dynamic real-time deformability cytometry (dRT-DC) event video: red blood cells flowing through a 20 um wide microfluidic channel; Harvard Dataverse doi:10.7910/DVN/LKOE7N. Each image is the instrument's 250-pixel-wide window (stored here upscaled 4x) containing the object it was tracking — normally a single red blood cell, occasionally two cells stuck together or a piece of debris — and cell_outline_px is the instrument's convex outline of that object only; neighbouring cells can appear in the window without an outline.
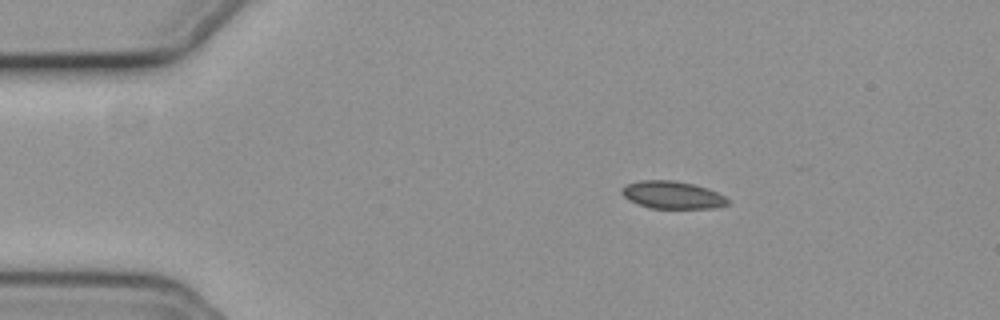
{"species": "common noctule bat (a hibernating species)", "species_latin": "Nyctalus noctula", "temperature_condition": "cold", "stored_images_in_passage": 19, "camera_frame_rate_fps": 3000, "um_per_image_px": 0.085, "animal": {"sex": "female", "body_mass_g": 19.3, "forearm_length_mm": 54.1}, "frame": {"image": 1, "passage_image": 1, "time_ms": 0.0, "image_size_px": [1000, 320], "cell_outline_px": [[728, 204], [712, 208], [652, 208], [640, 204], [624, 196], [620, 192], [620, 188], [624, 184], [640, 180], [672, 180], [696, 184], [708, 188], [724, 196], [728, 200]], "centroid_in_image_um": [57.13, 16.55], "position_along_channel_um": 27.9, "area_um2": 16.94}}
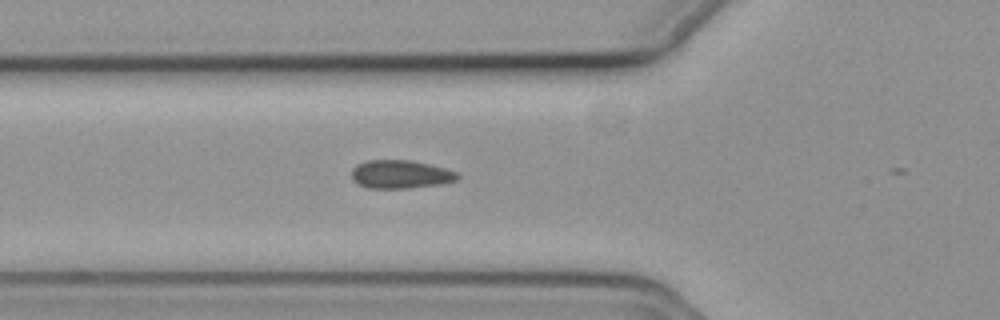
{"frame": {"image": 2, "passage_image": 11, "time_ms": 3.333, "image_size_px": [1000, 320], "cell_outline_px": [[460, 176], [456, 180], [444, 184], [408, 188], [368, 188], [360, 184], [352, 176], [352, 168], [356, 164], [368, 160], [408, 160], [428, 164], [444, 168], [456, 172]], "centroid_in_image_um": [34.06, 14.81], "position_along_channel_um": 91.7, "area_um2": 17.34}}
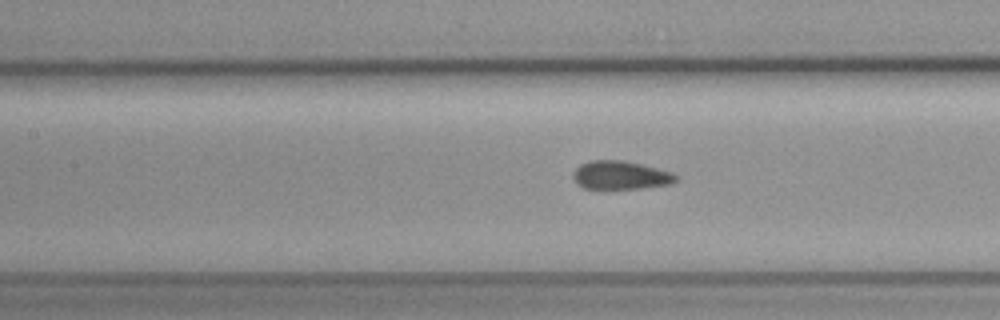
{"frame": {"image": 3, "passage_image": 16, "time_ms": 5.0, "image_size_px": [1000, 320], "cell_outline_px": [[680, 176], [672, 184], [640, 188], [604, 192], [584, 188], [576, 184], [572, 176], [572, 172], [580, 164], [592, 160], [624, 160], [672, 172]], "centroid_in_image_um": [52.7, 14.94], "position_along_channel_um": 154.7, "area_um2": 17.86}}